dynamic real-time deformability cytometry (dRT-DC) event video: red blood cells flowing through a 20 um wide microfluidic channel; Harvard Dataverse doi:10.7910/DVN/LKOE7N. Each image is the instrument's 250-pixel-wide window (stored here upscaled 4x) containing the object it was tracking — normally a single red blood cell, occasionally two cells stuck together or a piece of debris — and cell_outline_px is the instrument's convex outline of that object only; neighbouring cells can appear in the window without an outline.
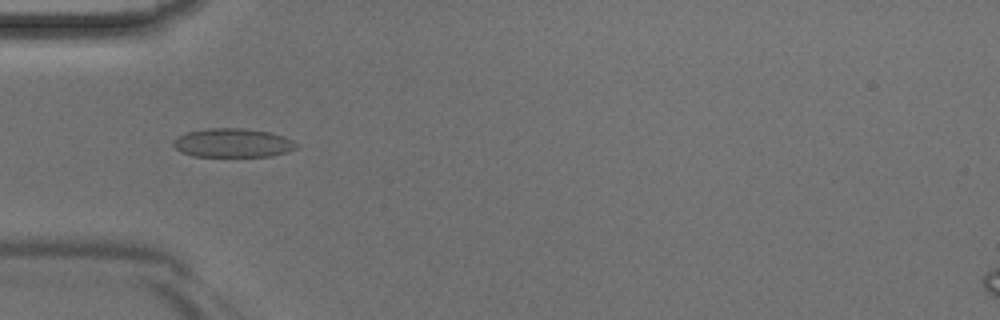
{"species": "Egyptian fruit bat (a non-hibernating species)", "species_latin": "Rousettus aegyptiacus", "temperature_condition": "room temperature", "stored_images_in_passage": 37, "camera_frame_rate_fps": 3000, "um_per_image_px": 0.085, "animal": {"sex": "male"}, "frame": {"image": 1, "passage_image": 7, "time_ms": 2.0, "image_size_px": [1000, 320], "cell_outline_px": [[296, 148], [288, 152], [272, 156], [192, 156], [180, 152], [172, 144], [172, 140], [188, 132], [208, 128], [244, 128], [268, 132], [284, 136], [292, 140], [296, 144]], "centroid_in_image_um": [19.78, 12.15], "position_along_channel_um": 65.2, "area_um2": 20.63}}
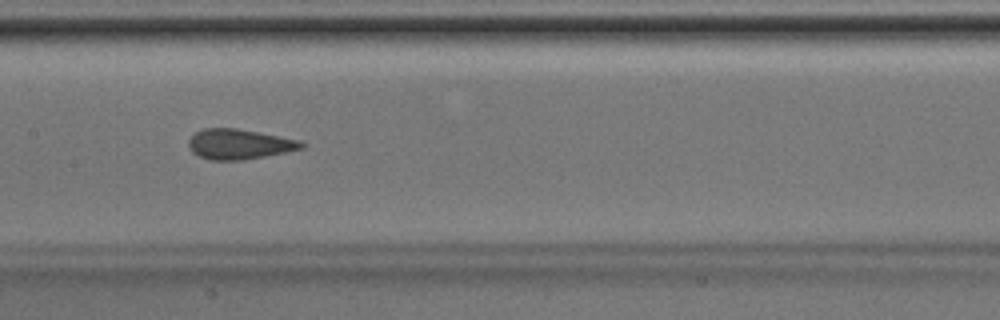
{"frame": {"image": 2, "passage_image": 15, "time_ms": 4.667, "image_size_px": [1000, 320], "cell_outline_px": [[308, 144], [304, 148], [288, 152], [240, 160], [212, 160], [200, 156], [192, 152], [188, 148], [188, 140], [196, 132], [204, 128], [236, 128], [300, 140]], "centroid_in_image_um": [20.36, 12.25], "position_along_channel_um": 187.0, "area_um2": 19.83}}
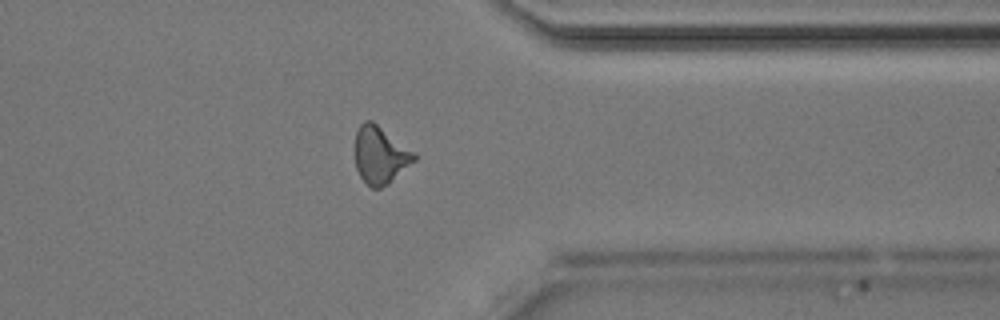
{"frame": {"image": 3, "passage_image": 28, "time_ms": 9.0, "image_size_px": [1000, 320], "cell_outline_px": [[416, 160], [388, 184], [380, 188], [372, 188], [360, 176], [356, 168], [356, 132], [360, 124], [364, 120], [372, 120], [416, 152]], "centroid_in_image_um": [32.34, 13.16], "position_along_channel_um": 379.1, "area_um2": 19.77}}